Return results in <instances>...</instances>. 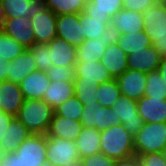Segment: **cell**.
I'll return each instance as SVG.
<instances>
[{
    "instance_id": "obj_35",
    "label": "cell",
    "mask_w": 166,
    "mask_h": 166,
    "mask_svg": "<svg viewBox=\"0 0 166 166\" xmlns=\"http://www.w3.org/2000/svg\"><path fill=\"white\" fill-rule=\"evenodd\" d=\"M83 109V103L74 95L58 106L54 112L62 117L80 121Z\"/></svg>"
},
{
    "instance_id": "obj_50",
    "label": "cell",
    "mask_w": 166,
    "mask_h": 166,
    "mask_svg": "<svg viewBox=\"0 0 166 166\" xmlns=\"http://www.w3.org/2000/svg\"><path fill=\"white\" fill-rule=\"evenodd\" d=\"M68 166H85L82 159L77 160L74 163H70Z\"/></svg>"
},
{
    "instance_id": "obj_52",
    "label": "cell",
    "mask_w": 166,
    "mask_h": 166,
    "mask_svg": "<svg viewBox=\"0 0 166 166\" xmlns=\"http://www.w3.org/2000/svg\"><path fill=\"white\" fill-rule=\"evenodd\" d=\"M157 2L165 3L166 4V0H157Z\"/></svg>"
},
{
    "instance_id": "obj_14",
    "label": "cell",
    "mask_w": 166,
    "mask_h": 166,
    "mask_svg": "<svg viewBox=\"0 0 166 166\" xmlns=\"http://www.w3.org/2000/svg\"><path fill=\"white\" fill-rule=\"evenodd\" d=\"M57 36L76 48L83 43L84 34L80 24V14L57 16Z\"/></svg>"
},
{
    "instance_id": "obj_39",
    "label": "cell",
    "mask_w": 166,
    "mask_h": 166,
    "mask_svg": "<svg viewBox=\"0 0 166 166\" xmlns=\"http://www.w3.org/2000/svg\"><path fill=\"white\" fill-rule=\"evenodd\" d=\"M85 166H114L115 160L103 153H97L87 158H82Z\"/></svg>"
},
{
    "instance_id": "obj_26",
    "label": "cell",
    "mask_w": 166,
    "mask_h": 166,
    "mask_svg": "<svg viewBox=\"0 0 166 166\" xmlns=\"http://www.w3.org/2000/svg\"><path fill=\"white\" fill-rule=\"evenodd\" d=\"M27 127L14 117L6 128L1 144L7 155L14 154L19 145L30 135Z\"/></svg>"
},
{
    "instance_id": "obj_53",
    "label": "cell",
    "mask_w": 166,
    "mask_h": 166,
    "mask_svg": "<svg viewBox=\"0 0 166 166\" xmlns=\"http://www.w3.org/2000/svg\"><path fill=\"white\" fill-rule=\"evenodd\" d=\"M43 166H53V165H51V164H49V163H46V164H44Z\"/></svg>"
},
{
    "instance_id": "obj_23",
    "label": "cell",
    "mask_w": 166,
    "mask_h": 166,
    "mask_svg": "<svg viewBox=\"0 0 166 166\" xmlns=\"http://www.w3.org/2000/svg\"><path fill=\"white\" fill-rule=\"evenodd\" d=\"M100 62L108 69L114 79L122 75L128 69L127 53L123 51L117 43L106 47Z\"/></svg>"
},
{
    "instance_id": "obj_36",
    "label": "cell",
    "mask_w": 166,
    "mask_h": 166,
    "mask_svg": "<svg viewBox=\"0 0 166 166\" xmlns=\"http://www.w3.org/2000/svg\"><path fill=\"white\" fill-rule=\"evenodd\" d=\"M27 49L32 54L37 69L47 72L48 69L52 66V63L50 62V49L48 44L35 43L32 47Z\"/></svg>"
},
{
    "instance_id": "obj_15",
    "label": "cell",
    "mask_w": 166,
    "mask_h": 166,
    "mask_svg": "<svg viewBox=\"0 0 166 166\" xmlns=\"http://www.w3.org/2000/svg\"><path fill=\"white\" fill-rule=\"evenodd\" d=\"M162 57L157 49L150 45L144 50L135 51L127 55L128 69L145 73L155 71L159 67Z\"/></svg>"
},
{
    "instance_id": "obj_30",
    "label": "cell",
    "mask_w": 166,
    "mask_h": 166,
    "mask_svg": "<svg viewBox=\"0 0 166 166\" xmlns=\"http://www.w3.org/2000/svg\"><path fill=\"white\" fill-rule=\"evenodd\" d=\"M117 44L128 55L135 51L144 50V48L152 45V42L145 31H139L137 33L121 34Z\"/></svg>"
},
{
    "instance_id": "obj_19",
    "label": "cell",
    "mask_w": 166,
    "mask_h": 166,
    "mask_svg": "<svg viewBox=\"0 0 166 166\" xmlns=\"http://www.w3.org/2000/svg\"><path fill=\"white\" fill-rule=\"evenodd\" d=\"M80 121L53 114L46 136L75 141L82 131Z\"/></svg>"
},
{
    "instance_id": "obj_4",
    "label": "cell",
    "mask_w": 166,
    "mask_h": 166,
    "mask_svg": "<svg viewBox=\"0 0 166 166\" xmlns=\"http://www.w3.org/2000/svg\"><path fill=\"white\" fill-rule=\"evenodd\" d=\"M136 155L162 152L166 147V123H144L133 137Z\"/></svg>"
},
{
    "instance_id": "obj_22",
    "label": "cell",
    "mask_w": 166,
    "mask_h": 166,
    "mask_svg": "<svg viewBox=\"0 0 166 166\" xmlns=\"http://www.w3.org/2000/svg\"><path fill=\"white\" fill-rule=\"evenodd\" d=\"M50 62L58 66H75L77 63L76 47L56 36L48 43Z\"/></svg>"
},
{
    "instance_id": "obj_7",
    "label": "cell",
    "mask_w": 166,
    "mask_h": 166,
    "mask_svg": "<svg viewBox=\"0 0 166 166\" xmlns=\"http://www.w3.org/2000/svg\"><path fill=\"white\" fill-rule=\"evenodd\" d=\"M47 163L68 166L80 159L75 141L47 136Z\"/></svg>"
},
{
    "instance_id": "obj_17",
    "label": "cell",
    "mask_w": 166,
    "mask_h": 166,
    "mask_svg": "<svg viewBox=\"0 0 166 166\" xmlns=\"http://www.w3.org/2000/svg\"><path fill=\"white\" fill-rule=\"evenodd\" d=\"M143 123H166V98L143 96L137 101Z\"/></svg>"
},
{
    "instance_id": "obj_32",
    "label": "cell",
    "mask_w": 166,
    "mask_h": 166,
    "mask_svg": "<svg viewBox=\"0 0 166 166\" xmlns=\"http://www.w3.org/2000/svg\"><path fill=\"white\" fill-rule=\"evenodd\" d=\"M88 0H44L47 8L57 16L66 14H80Z\"/></svg>"
},
{
    "instance_id": "obj_48",
    "label": "cell",
    "mask_w": 166,
    "mask_h": 166,
    "mask_svg": "<svg viewBox=\"0 0 166 166\" xmlns=\"http://www.w3.org/2000/svg\"><path fill=\"white\" fill-rule=\"evenodd\" d=\"M7 153L5 152L4 147L2 146L1 142H0V161L1 160H5L7 158Z\"/></svg>"
},
{
    "instance_id": "obj_10",
    "label": "cell",
    "mask_w": 166,
    "mask_h": 166,
    "mask_svg": "<svg viewBox=\"0 0 166 166\" xmlns=\"http://www.w3.org/2000/svg\"><path fill=\"white\" fill-rule=\"evenodd\" d=\"M80 122L85 128H96L99 131L121 124L119 119L115 120L111 108L102 107L98 102L84 106Z\"/></svg>"
},
{
    "instance_id": "obj_21",
    "label": "cell",
    "mask_w": 166,
    "mask_h": 166,
    "mask_svg": "<svg viewBox=\"0 0 166 166\" xmlns=\"http://www.w3.org/2000/svg\"><path fill=\"white\" fill-rule=\"evenodd\" d=\"M143 19V13L123 8L111 17L110 25L121 34L137 33L144 31Z\"/></svg>"
},
{
    "instance_id": "obj_49",
    "label": "cell",
    "mask_w": 166,
    "mask_h": 166,
    "mask_svg": "<svg viewBox=\"0 0 166 166\" xmlns=\"http://www.w3.org/2000/svg\"><path fill=\"white\" fill-rule=\"evenodd\" d=\"M0 166H14V164L8 158H6L5 160L0 161Z\"/></svg>"
},
{
    "instance_id": "obj_33",
    "label": "cell",
    "mask_w": 166,
    "mask_h": 166,
    "mask_svg": "<svg viewBox=\"0 0 166 166\" xmlns=\"http://www.w3.org/2000/svg\"><path fill=\"white\" fill-rule=\"evenodd\" d=\"M145 96L153 98H166V81L158 70L147 73Z\"/></svg>"
},
{
    "instance_id": "obj_2",
    "label": "cell",
    "mask_w": 166,
    "mask_h": 166,
    "mask_svg": "<svg viewBox=\"0 0 166 166\" xmlns=\"http://www.w3.org/2000/svg\"><path fill=\"white\" fill-rule=\"evenodd\" d=\"M54 109L42 99L25 100L16 118L31 134L46 135Z\"/></svg>"
},
{
    "instance_id": "obj_44",
    "label": "cell",
    "mask_w": 166,
    "mask_h": 166,
    "mask_svg": "<svg viewBox=\"0 0 166 166\" xmlns=\"http://www.w3.org/2000/svg\"><path fill=\"white\" fill-rule=\"evenodd\" d=\"M8 74V60L0 57V82L6 81Z\"/></svg>"
},
{
    "instance_id": "obj_27",
    "label": "cell",
    "mask_w": 166,
    "mask_h": 166,
    "mask_svg": "<svg viewBox=\"0 0 166 166\" xmlns=\"http://www.w3.org/2000/svg\"><path fill=\"white\" fill-rule=\"evenodd\" d=\"M75 142L78 148L80 159L101 153L100 131L96 128L83 127Z\"/></svg>"
},
{
    "instance_id": "obj_34",
    "label": "cell",
    "mask_w": 166,
    "mask_h": 166,
    "mask_svg": "<svg viewBox=\"0 0 166 166\" xmlns=\"http://www.w3.org/2000/svg\"><path fill=\"white\" fill-rule=\"evenodd\" d=\"M25 47L19 44L16 40L0 32V57L8 61L14 60L17 56L25 51Z\"/></svg>"
},
{
    "instance_id": "obj_29",
    "label": "cell",
    "mask_w": 166,
    "mask_h": 166,
    "mask_svg": "<svg viewBox=\"0 0 166 166\" xmlns=\"http://www.w3.org/2000/svg\"><path fill=\"white\" fill-rule=\"evenodd\" d=\"M110 21L111 18L97 19L81 12L80 24L82 33L84 34V40L99 38L106 27L110 25Z\"/></svg>"
},
{
    "instance_id": "obj_25",
    "label": "cell",
    "mask_w": 166,
    "mask_h": 166,
    "mask_svg": "<svg viewBox=\"0 0 166 166\" xmlns=\"http://www.w3.org/2000/svg\"><path fill=\"white\" fill-rule=\"evenodd\" d=\"M74 95V80L51 81L48 89L43 94L42 100L47 102L55 110Z\"/></svg>"
},
{
    "instance_id": "obj_28",
    "label": "cell",
    "mask_w": 166,
    "mask_h": 166,
    "mask_svg": "<svg viewBox=\"0 0 166 166\" xmlns=\"http://www.w3.org/2000/svg\"><path fill=\"white\" fill-rule=\"evenodd\" d=\"M124 8L122 0H88L84 13L93 18H111Z\"/></svg>"
},
{
    "instance_id": "obj_24",
    "label": "cell",
    "mask_w": 166,
    "mask_h": 166,
    "mask_svg": "<svg viewBox=\"0 0 166 166\" xmlns=\"http://www.w3.org/2000/svg\"><path fill=\"white\" fill-rule=\"evenodd\" d=\"M36 70L38 69L32 54L28 49H25V51L14 60L8 61L6 81L20 84L27 74Z\"/></svg>"
},
{
    "instance_id": "obj_9",
    "label": "cell",
    "mask_w": 166,
    "mask_h": 166,
    "mask_svg": "<svg viewBox=\"0 0 166 166\" xmlns=\"http://www.w3.org/2000/svg\"><path fill=\"white\" fill-rule=\"evenodd\" d=\"M74 84H88L98 88L99 84L113 80L101 62H77L74 68Z\"/></svg>"
},
{
    "instance_id": "obj_11",
    "label": "cell",
    "mask_w": 166,
    "mask_h": 166,
    "mask_svg": "<svg viewBox=\"0 0 166 166\" xmlns=\"http://www.w3.org/2000/svg\"><path fill=\"white\" fill-rule=\"evenodd\" d=\"M30 20L36 43L48 44L57 36V15L49 8L46 7L34 18H30Z\"/></svg>"
},
{
    "instance_id": "obj_45",
    "label": "cell",
    "mask_w": 166,
    "mask_h": 166,
    "mask_svg": "<svg viewBox=\"0 0 166 166\" xmlns=\"http://www.w3.org/2000/svg\"><path fill=\"white\" fill-rule=\"evenodd\" d=\"M159 74L162 76L163 80L166 81V56H163L159 67L157 68Z\"/></svg>"
},
{
    "instance_id": "obj_46",
    "label": "cell",
    "mask_w": 166,
    "mask_h": 166,
    "mask_svg": "<svg viewBox=\"0 0 166 166\" xmlns=\"http://www.w3.org/2000/svg\"><path fill=\"white\" fill-rule=\"evenodd\" d=\"M5 13H4V8L2 5V2L0 0V32H3L4 28H5Z\"/></svg>"
},
{
    "instance_id": "obj_12",
    "label": "cell",
    "mask_w": 166,
    "mask_h": 166,
    "mask_svg": "<svg viewBox=\"0 0 166 166\" xmlns=\"http://www.w3.org/2000/svg\"><path fill=\"white\" fill-rule=\"evenodd\" d=\"M3 32L23 45L26 49L36 43L30 17H11L5 20Z\"/></svg>"
},
{
    "instance_id": "obj_8",
    "label": "cell",
    "mask_w": 166,
    "mask_h": 166,
    "mask_svg": "<svg viewBox=\"0 0 166 166\" xmlns=\"http://www.w3.org/2000/svg\"><path fill=\"white\" fill-rule=\"evenodd\" d=\"M111 110H113L115 120L119 119L133 137L142 129L144 123L138 113L137 101L120 95Z\"/></svg>"
},
{
    "instance_id": "obj_43",
    "label": "cell",
    "mask_w": 166,
    "mask_h": 166,
    "mask_svg": "<svg viewBox=\"0 0 166 166\" xmlns=\"http://www.w3.org/2000/svg\"><path fill=\"white\" fill-rule=\"evenodd\" d=\"M13 118H14L13 116L3 111H0V142L4 137V133L6 132L7 126L10 124Z\"/></svg>"
},
{
    "instance_id": "obj_47",
    "label": "cell",
    "mask_w": 166,
    "mask_h": 166,
    "mask_svg": "<svg viewBox=\"0 0 166 166\" xmlns=\"http://www.w3.org/2000/svg\"><path fill=\"white\" fill-rule=\"evenodd\" d=\"M7 158L14 164V166H30L23 163H19L18 157L15 154H9Z\"/></svg>"
},
{
    "instance_id": "obj_40",
    "label": "cell",
    "mask_w": 166,
    "mask_h": 166,
    "mask_svg": "<svg viewBox=\"0 0 166 166\" xmlns=\"http://www.w3.org/2000/svg\"><path fill=\"white\" fill-rule=\"evenodd\" d=\"M141 166H166L162 152L148 153L139 156Z\"/></svg>"
},
{
    "instance_id": "obj_51",
    "label": "cell",
    "mask_w": 166,
    "mask_h": 166,
    "mask_svg": "<svg viewBox=\"0 0 166 166\" xmlns=\"http://www.w3.org/2000/svg\"><path fill=\"white\" fill-rule=\"evenodd\" d=\"M162 155H163V157H164V159H165V161H166V147L163 149Z\"/></svg>"
},
{
    "instance_id": "obj_5",
    "label": "cell",
    "mask_w": 166,
    "mask_h": 166,
    "mask_svg": "<svg viewBox=\"0 0 166 166\" xmlns=\"http://www.w3.org/2000/svg\"><path fill=\"white\" fill-rule=\"evenodd\" d=\"M121 33L112 25H108L99 38L83 40L76 48L77 62H99L106 47L118 42Z\"/></svg>"
},
{
    "instance_id": "obj_6",
    "label": "cell",
    "mask_w": 166,
    "mask_h": 166,
    "mask_svg": "<svg viewBox=\"0 0 166 166\" xmlns=\"http://www.w3.org/2000/svg\"><path fill=\"white\" fill-rule=\"evenodd\" d=\"M47 136L30 134L14 153L19 163L30 166H43L47 163Z\"/></svg>"
},
{
    "instance_id": "obj_20",
    "label": "cell",
    "mask_w": 166,
    "mask_h": 166,
    "mask_svg": "<svg viewBox=\"0 0 166 166\" xmlns=\"http://www.w3.org/2000/svg\"><path fill=\"white\" fill-rule=\"evenodd\" d=\"M5 17H30L34 18L46 8L44 0H1Z\"/></svg>"
},
{
    "instance_id": "obj_16",
    "label": "cell",
    "mask_w": 166,
    "mask_h": 166,
    "mask_svg": "<svg viewBox=\"0 0 166 166\" xmlns=\"http://www.w3.org/2000/svg\"><path fill=\"white\" fill-rule=\"evenodd\" d=\"M24 101L20 84L10 81L0 82V111L16 117Z\"/></svg>"
},
{
    "instance_id": "obj_41",
    "label": "cell",
    "mask_w": 166,
    "mask_h": 166,
    "mask_svg": "<svg viewBox=\"0 0 166 166\" xmlns=\"http://www.w3.org/2000/svg\"><path fill=\"white\" fill-rule=\"evenodd\" d=\"M156 2L157 0H124L123 4L124 8L143 13Z\"/></svg>"
},
{
    "instance_id": "obj_1",
    "label": "cell",
    "mask_w": 166,
    "mask_h": 166,
    "mask_svg": "<svg viewBox=\"0 0 166 166\" xmlns=\"http://www.w3.org/2000/svg\"><path fill=\"white\" fill-rule=\"evenodd\" d=\"M100 150L114 160L135 155L133 136L123 124L112 125L100 131Z\"/></svg>"
},
{
    "instance_id": "obj_13",
    "label": "cell",
    "mask_w": 166,
    "mask_h": 166,
    "mask_svg": "<svg viewBox=\"0 0 166 166\" xmlns=\"http://www.w3.org/2000/svg\"><path fill=\"white\" fill-rule=\"evenodd\" d=\"M147 73L127 69L116 78L121 95L138 101L145 94Z\"/></svg>"
},
{
    "instance_id": "obj_38",
    "label": "cell",
    "mask_w": 166,
    "mask_h": 166,
    "mask_svg": "<svg viewBox=\"0 0 166 166\" xmlns=\"http://www.w3.org/2000/svg\"><path fill=\"white\" fill-rule=\"evenodd\" d=\"M97 88L88 84H74L75 96L83 103L84 106L98 102L95 98Z\"/></svg>"
},
{
    "instance_id": "obj_42",
    "label": "cell",
    "mask_w": 166,
    "mask_h": 166,
    "mask_svg": "<svg viewBox=\"0 0 166 166\" xmlns=\"http://www.w3.org/2000/svg\"><path fill=\"white\" fill-rule=\"evenodd\" d=\"M114 166H141V161L138 155H132L127 158L115 160Z\"/></svg>"
},
{
    "instance_id": "obj_18",
    "label": "cell",
    "mask_w": 166,
    "mask_h": 166,
    "mask_svg": "<svg viewBox=\"0 0 166 166\" xmlns=\"http://www.w3.org/2000/svg\"><path fill=\"white\" fill-rule=\"evenodd\" d=\"M47 72L36 70L27 74L20 83L25 100L42 99L50 85Z\"/></svg>"
},
{
    "instance_id": "obj_37",
    "label": "cell",
    "mask_w": 166,
    "mask_h": 166,
    "mask_svg": "<svg viewBox=\"0 0 166 166\" xmlns=\"http://www.w3.org/2000/svg\"><path fill=\"white\" fill-rule=\"evenodd\" d=\"M74 68L75 66H56L52 65L48 71V77L50 81H69L74 80Z\"/></svg>"
},
{
    "instance_id": "obj_31",
    "label": "cell",
    "mask_w": 166,
    "mask_h": 166,
    "mask_svg": "<svg viewBox=\"0 0 166 166\" xmlns=\"http://www.w3.org/2000/svg\"><path fill=\"white\" fill-rule=\"evenodd\" d=\"M121 91L119 89L116 79L99 84L96 90L95 98L98 100L100 106L111 108L116 102Z\"/></svg>"
},
{
    "instance_id": "obj_3",
    "label": "cell",
    "mask_w": 166,
    "mask_h": 166,
    "mask_svg": "<svg viewBox=\"0 0 166 166\" xmlns=\"http://www.w3.org/2000/svg\"><path fill=\"white\" fill-rule=\"evenodd\" d=\"M143 15L146 35L157 51L166 56V4L156 2L145 10Z\"/></svg>"
}]
</instances>
